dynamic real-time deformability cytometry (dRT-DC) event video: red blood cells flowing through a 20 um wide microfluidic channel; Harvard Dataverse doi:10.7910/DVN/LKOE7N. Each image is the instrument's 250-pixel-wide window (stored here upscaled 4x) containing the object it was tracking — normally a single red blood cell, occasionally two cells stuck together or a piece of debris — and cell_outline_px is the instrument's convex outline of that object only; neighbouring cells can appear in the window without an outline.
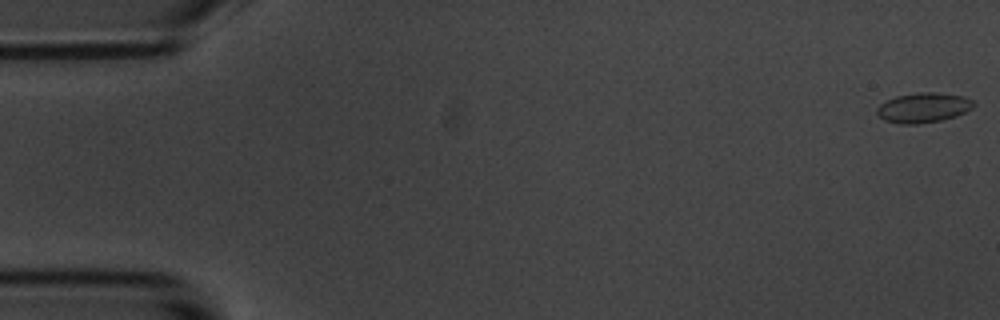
{"species": "common noctule bat (a hibernating species)", "species_latin": "Nyctalus noctula", "temperature_condition": "room temperature", "stored_images_in_passage": 10, "camera_frame_rate_fps": 3000, "um_per_image_px": 0.085, "animal": {"sex": "male", "body_mass_g": 20.1, "forearm_length_mm": 53.5}, "frame": {"image": 1, "passage_image": 1, "time_ms": 0.0, "image_size_px": [1000, 320], "cell_outline_px": [[976, 104], [972, 108], [956, 116], [940, 120], [920, 124], [900, 124], [884, 120], [876, 112], [876, 108], [880, 104], [896, 96], [916, 92], [936, 92], [964, 96], [972, 100]], "centroid_in_image_um": [78.49, 9.15], "position_along_channel_um": 6.5, "area_um2": 16.88}}